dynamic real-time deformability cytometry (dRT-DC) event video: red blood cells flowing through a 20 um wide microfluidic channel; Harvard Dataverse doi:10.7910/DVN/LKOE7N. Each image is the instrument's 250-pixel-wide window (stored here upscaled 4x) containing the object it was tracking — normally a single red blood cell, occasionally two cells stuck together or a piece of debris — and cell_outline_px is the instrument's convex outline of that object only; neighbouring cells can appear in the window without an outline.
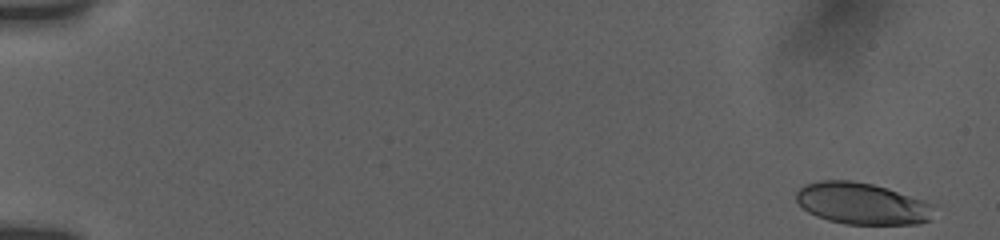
{"species": "human", "species_latin": "Homo sapiens", "temperature_condition": "room temperature", "stored_images_in_passage": 38, "camera_frame_rate_fps": 3000, "um_per_image_px": 0.085, "donor": {"sex": "female"}, "frame": {"image": 1, "passage_image": 1, "time_ms": 0.0, "image_size_px": [1000, 240], "cell_outline_px": [[940, 204], [932, 220], [920, 224], [844, 224], [828, 220], [816, 216], [808, 212], [796, 200], [796, 192], [804, 184], [820, 180], [852, 180], [872, 184], [888, 188]], "centroid_in_image_um": [73.4, 17.3], "position_along_channel_um": 11.6, "area_um2": 34.33}}
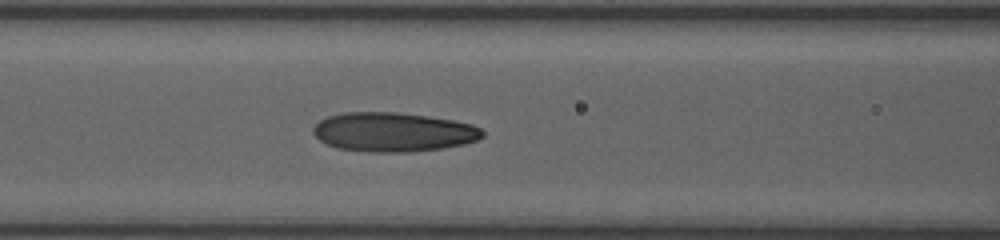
{"frame": {"image": 2, "passage_image": 15, "time_ms": 7.667, "image_size_px": [1000, 240], "cell_outline_px": [[484, 136], [476, 140], [464, 144], [440, 148], [408, 152], [368, 152], [336, 148], [320, 140], [312, 132], [312, 128], [320, 120], [328, 116], [344, 112], [396, 112], [428, 116], [452, 120], [472, 124], [480, 128], [484, 132]], "centroid_in_image_um": [33.41, 11.22], "position_along_channel_um": 133.2, "area_um2": 38.67}}
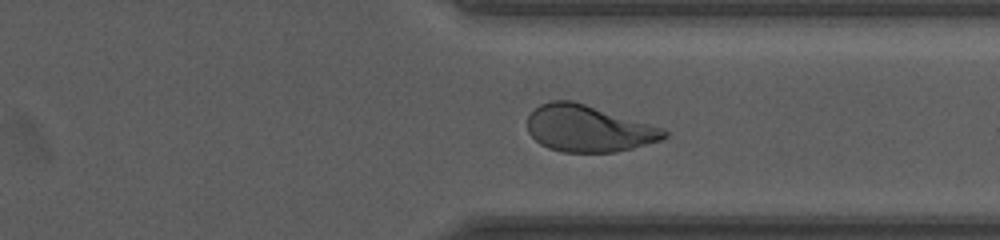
{"frame": {"image": 3, "passage_image": 30, "time_ms": 13.667, "image_size_px": [1000, 240], "cell_outline_px": [[668, 136], [660, 140], [632, 148], [616, 152], [564, 152], [548, 148], [540, 144], [528, 132], [528, 116], [540, 104], [552, 100], [572, 100], [664, 128], [668, 132]], "centroid_in_image_um": [50.01, 10.93], "position_along_channel_um": 361.4, "area_um2": 36.93}, "authors_computed_cell_mechanics": {"area_um2": 37.57, "velocity_mm_per_s": 3.8247, "shape_relaxation_time_tau1_ms": 5.0233, "shape_relaxation_time_tau2_ms": 1.5651, "deformation_change_tau1": 0.1829, "deformation_change_tau2": 0.087}}